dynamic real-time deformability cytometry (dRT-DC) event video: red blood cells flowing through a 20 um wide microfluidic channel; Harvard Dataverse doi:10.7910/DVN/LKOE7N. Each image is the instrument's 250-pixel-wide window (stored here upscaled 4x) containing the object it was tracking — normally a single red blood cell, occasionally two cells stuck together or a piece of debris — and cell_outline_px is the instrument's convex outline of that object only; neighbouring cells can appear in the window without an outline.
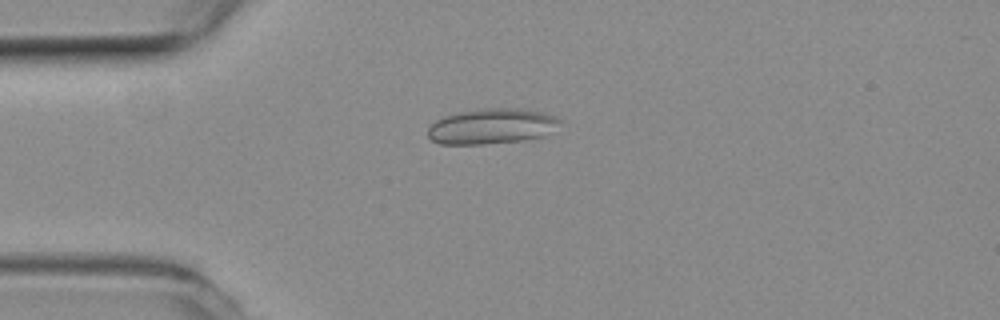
{"species": "common noctule bat (a hibernating species)", "species_latin": "Nyctalus noctula", "temperature_condition": "room temperature", "stored_images_in_passage": 36, "camera_frame_rate_fps": 3000, "um_per_image_px": 0.085, "animal": {"sex": "female", "body_mass_g": 19.3, "forearm_length_mm": 54.1}, "frame": {"image": 1, "passage_image": 4, "time_ms": 1.0, "image_size_px": [1000, 320], "cell_outline_px": [[564, 120], [544, 136], [524, 140], [484, 144], [440, 144], [432, 140], [428, 136], [428, 128], [436, 120], [444, 116], [460, 112], [480, 108], [524, 108], [544, 112], [556, 116]], "centroid_in_image_um": [41.83, 10.72], "position_along_channel_um": 43.2, "area_um2": 27.46}}
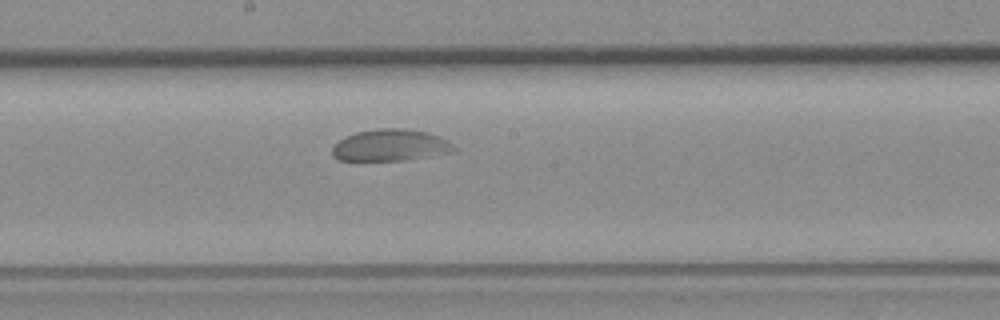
{"frame": {"image": 2, "passage_image": 20, "time_ms": 6.333, "image_size_px": [1000, 320], "cell_outline_px": [[456, 152], [404, 160], [336, 160], [332, 156], [332, 148], [340, 140], [356, 132], [380, 128], [400, 128], [428, 132], [440, 136], [448, 140], [456, 148]], "centroid_in_image_um": [33.23, 12.35], "position_along_channel_um": 215.0, "area_um2": 22.48}}
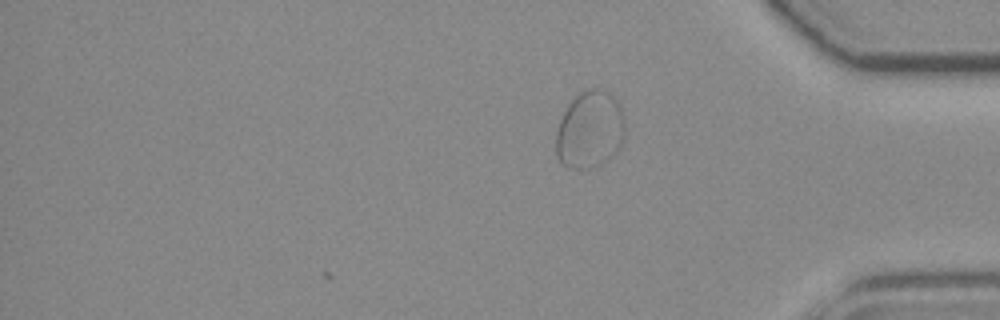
{"frame": {"image": 3, "passage_image": 36, "time_ms": 11.667, "image_size_px": [1000, 320], "cell_outline_px": [[624, 140], [620, 148], [608, 160], [588, 168], [568, 168], [560, 164], [556, 156], [556, 132], [560, 120], [568, 104], [580, 92], [588, 88], [600, 88], [608, 92], [620, 104], [624, 116]], "centroid_in_image_um": [50.14, 11.03], "position_along_channel_um": 385.1, "area_um2": 31.39}}